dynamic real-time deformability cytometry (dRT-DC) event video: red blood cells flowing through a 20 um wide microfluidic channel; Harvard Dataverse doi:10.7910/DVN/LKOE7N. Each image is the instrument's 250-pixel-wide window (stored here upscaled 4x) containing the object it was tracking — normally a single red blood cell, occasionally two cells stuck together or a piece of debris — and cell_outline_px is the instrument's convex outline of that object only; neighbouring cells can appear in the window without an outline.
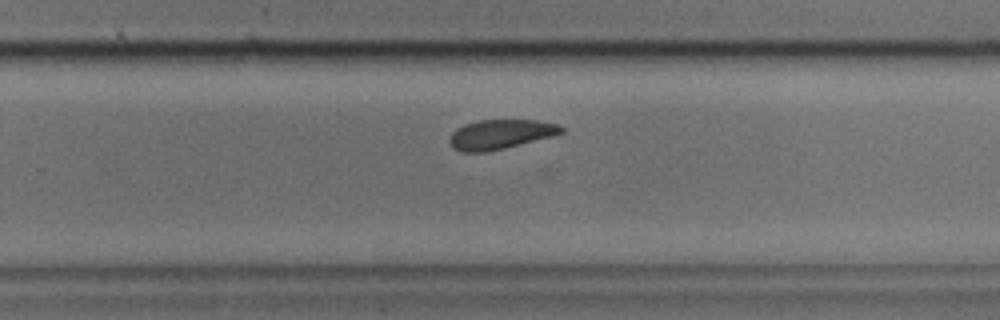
{"species": "common noctule bat (a hibernating species)", "species_latin": "Nyctalus noctula", "temperature_condition": "cold", "stored_images_in_passage": 40, "camera_frame_rate_fps": 3000, "um_per_image_px": 0.085, "animal": {"sex": "male", "body_mass_g": 17.9, "forearm_length_mm": 54.2}, "frame": {"image": 1, "passage_image": 23, "time_ms": 7.333, "image_size_px": [1000, 320], "cell_outline_px": [[564, 132], [552, 136], [488, 152], [460, 152], [452, 148], [448, 140], [452, 132], [456, 128], [464, 124], [480, 120], [536, 120], [556, 124], [564, 128]], "centroid_in_image_um": [42.48, 11.42], "position_along_channel_um": 287.3, "area_um2": 19.25}}
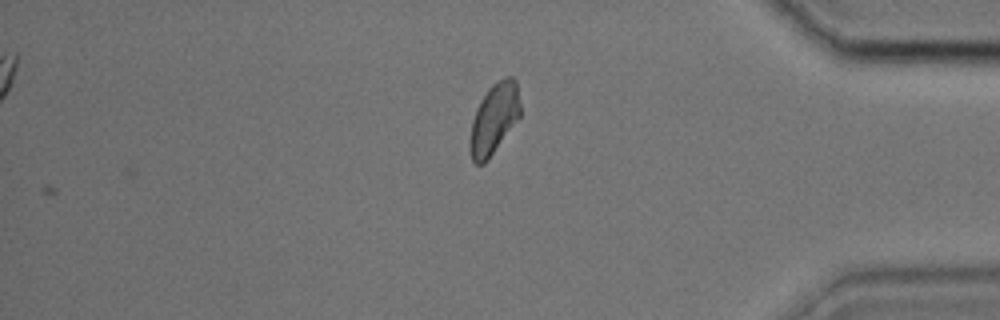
{"frame": {"image": 2, "passage_image": 40, "time_ms": 13.0, "image_size_px": [1000, 320], "cell_outline_px": [[520, 116], [488, 160], [484, 164], [476, 164], [472, 160], [468, 148], [468, 144], [472, 120], [476, 108], [480, 100], [488, 88], [496, 80], [508, 76], [512, 76], [516, 80], [520, 104]], "centroid_in_image_um": [41.97, 10.09], "position_along_channel_um": 393.2, "area_um2": 20.92}}